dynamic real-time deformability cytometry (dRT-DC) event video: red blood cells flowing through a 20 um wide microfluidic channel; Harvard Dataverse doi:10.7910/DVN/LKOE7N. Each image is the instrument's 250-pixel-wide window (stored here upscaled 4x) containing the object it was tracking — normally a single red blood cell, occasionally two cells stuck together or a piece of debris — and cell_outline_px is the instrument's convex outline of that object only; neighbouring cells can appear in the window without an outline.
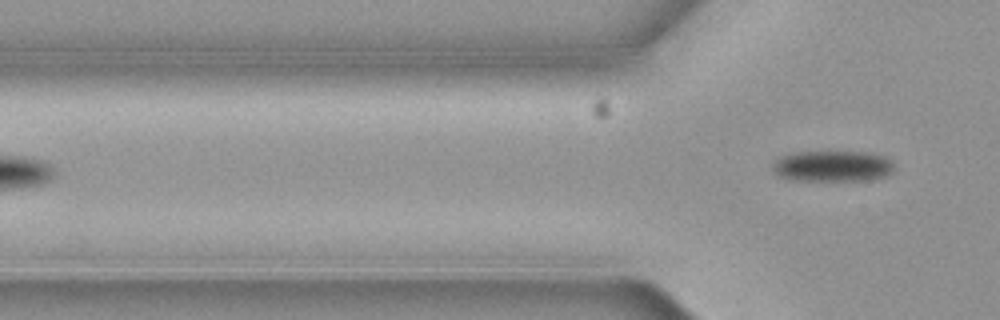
{"species": "common noctule bat (a hibernating species)", "species_latin": "Nyctalus noctula", "temperature_condition": "cold", "stored_images_in_passage": 6, "segment_of_instrument_passage": [2, 2], "camera_frame_rate_fps": 3000, "um_per_image_px": 0.085, "animal": {"sex": "female", "body_mass_g": 19.3, "forearm_length_mm": 54.1}, "frame": {"image": 1, "passage_image": 6, "time_ms": 1.667, "image_size_px": [1000, 320], "cell_outline_px": [[892, 172], [884, 176], [864, 180], [792, 180], [780, 176], [772, 168], [772, 164], [780, 156], [796, 152], [864, 152], [884, 156], [892, 164]], "centroid_in_image_um": [70.72, 14.12], "position_along_channel_um": 55.1, "area_um2": 21.56}}